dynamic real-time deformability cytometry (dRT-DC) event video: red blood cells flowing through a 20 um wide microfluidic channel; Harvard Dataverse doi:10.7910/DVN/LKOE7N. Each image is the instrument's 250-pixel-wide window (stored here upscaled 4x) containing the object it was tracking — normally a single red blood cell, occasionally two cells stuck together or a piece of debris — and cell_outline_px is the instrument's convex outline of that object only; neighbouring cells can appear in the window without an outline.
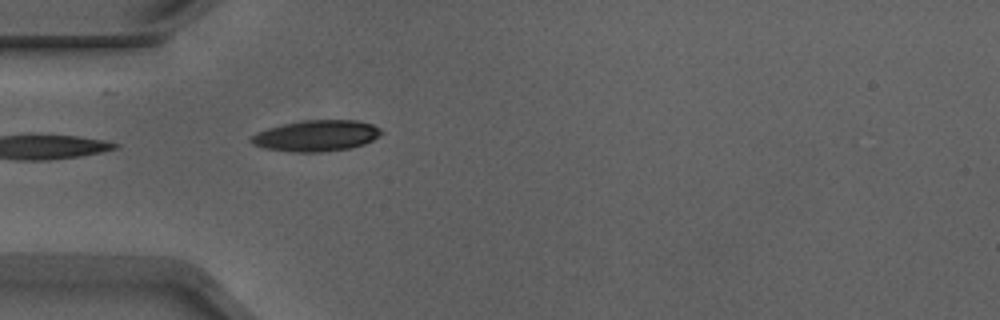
{"species": "Egyptian fruit bat (a non-hibernating species)", "species_latin": "Rousettus aegyptiacus", "temperature_condition": "warm", "stored_images_in_passage": 7, "camera_frame_rate_fps": 3000, "um_per_image_px": 0.085, "animal": {"sex": "male"}, "frame": {"image": 1, "passage_image": 1, "time_ms": 0.0, "image_size_px": [1000, 320], "cell_outline_px": [[384, 132], [380, 136], [364, 144], [352, 148], [324, 152], [292, 152], [264, 148], [252, 144], [248, 140], [256, 132], [268, 128], [284, 124], [304, 120], [356, 120], [372, 124], [380, 128]], "centroid_in_image_um": [26.9, 11.54], "position_along_channel_um": 58.1, "area_um2": 23.76}}